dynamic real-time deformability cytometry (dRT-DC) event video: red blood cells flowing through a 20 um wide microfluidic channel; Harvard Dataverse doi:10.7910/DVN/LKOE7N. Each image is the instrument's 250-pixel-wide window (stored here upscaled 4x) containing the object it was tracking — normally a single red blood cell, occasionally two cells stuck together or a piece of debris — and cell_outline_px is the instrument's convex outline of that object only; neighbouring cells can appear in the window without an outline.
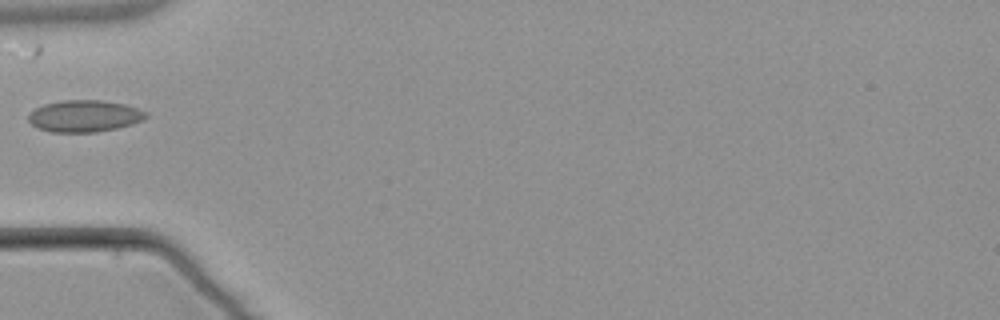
{"species": "common noctule bat (a hibernating species)", "species_latin": "Nyctalus noctula", "temperature_condition": "warm", "stored_images_in_passage": 5, "camera_frame_rate_fps": 3000, "um_per_image_px": 0.085, "animal": {"sex": "male", "body_mass_g": 21.5, "forearm_length_mm": 52.0}, "frame": {"image": 1, "passage_image": 5, "time_ms": 4.667, "image_size_px": [1000, 320], "cell_outline_px": [[148, 116], [132, 124], [116, 128], [96, 132], [52, 132], [36, 128], [28, 120], [28, 116], [36, 108], [44, 104], [64, 100], [100, 100], [124, 104], [148, 112]], "centroid_in_image_um": [7.16, 9.86], "position_along_channel_um": 77.8, "area_um2": 21.62}}